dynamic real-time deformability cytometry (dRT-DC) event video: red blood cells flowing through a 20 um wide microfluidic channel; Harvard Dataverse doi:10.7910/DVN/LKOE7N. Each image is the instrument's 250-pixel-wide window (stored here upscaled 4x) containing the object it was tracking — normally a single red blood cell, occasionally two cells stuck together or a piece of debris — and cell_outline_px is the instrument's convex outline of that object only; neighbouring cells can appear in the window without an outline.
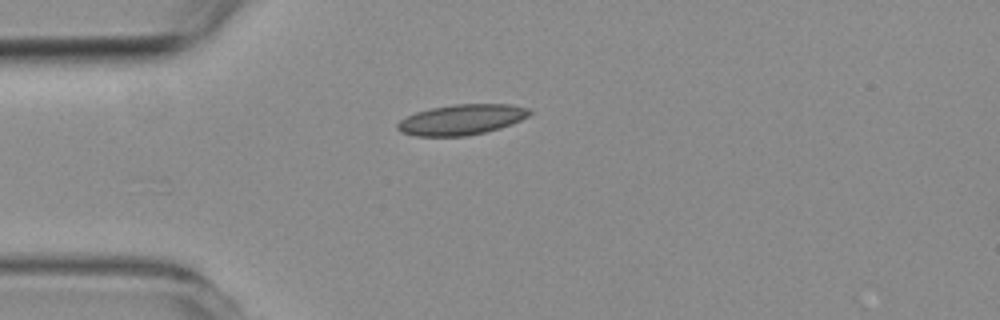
{"species": "common noctule bat (a hibernating species)", "species_latin": "Nyctalus noctula", "temperature_condition": "room temperature", "stored_images_in_passage": 7, "camera_frame_rate_fps": 3000, "um_per_image_px": 0.085, "animal": {"sex": "female", "body_mass_g": 19.3, "forearm_length_mm": 54.1}, "frame": {"image": 1, "passage_image": 1, "time_ms": 0.0, "image_size_px": [1000, 320], "cell_outline_px": [[532, 112], [528, 116], [520, 120], [500, 128], [484, 132], [464, 136], [416, 136], [400, 132], [396, 128], [396, 124], [400, 120], [416, 112], [432, 108], [456, 104], [512, 104], [528, 108]], "centroid_in_image_um": [39.22, 10.17], "position_along_channel_um": 45.8, "area_um2": 23.29}}